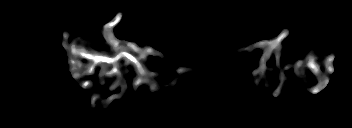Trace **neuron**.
<instances>
[{"label":"neuron","instance_id":"1","mask_svg":"<svg viewBox=\"0 0 352 128\" xmlns=\"http://www.w3.org/2000/svg\"><path fill=\"white\" fill-rule=\"evenodd\" d=\"M122 18V13L116 14L113 20H111L109 23L104 24V39L106 40L107 43H109L112 46V55L107 56L106 54H98V53H89L85 51L84 48L79 47L77 45V41H72L70 45H68L67 40H68V35L66 32L63 33V42L62 45L63 47L67 50L69 58H68V63L71 65L70 67V72L72 73V79L73 80H81V78L86 75V74H93L94 69L97 65L101 64V71L103 72V76L113 78V76L117 75L118 79L114 83V86H111L109 89L111 91H114L118 85V81H121V70L119 69V64L121 59H125L126 64H132L136 68V76L133 78L132 83L137 88L141 83H148L152 89L155 88L156 83L153 82L152 77L155 75V72L153 71H147L144 67V64L141 62L142 58H147L149 55L154 56L156 52L149 46L146 48L142 49L139 47L137 44L134 43H127V42H121L120 40L116 39L114 36V33L112 31L113 27H115L119 21ZM288 34L287 30H284L277 38H272L270 40H265V41H260L252 45H248L244 48H241L240 51H243V49L246 50H251L254 49L255 47H262L263 45L268 46V50L263 53L262 57V62L264 63L267 59L268 56L270 55L271 51L274 49H277L279 46L280 41ZM123 46H126L125 49H123ZM129 50L134 51V53L140 54V56L135 57L132 54L129 53ZM119 51V52H117ZM82 59H89L90 63L88 65H85L82 62ZM321 60L320 57L318 58H310L308 59V67L312 69L314 73H319V69L317 66V61ZM333 60V55H329L326 60H325V67L327 68V71L332 73L334 71L333 66L331 65V61ZM304 61L300 60L295 67V71H300L303 69L302 63ZM107 66H112L113 69L111 70H106ZM263 66L258 69V71H254L253 75L256 76L258 72L263 71ZM178 72L181 74L186 69L184 67L178 68ZM321 80H319V83L316 87L309 89L311 93L317 94L319 93L322 89L326 87V85L329 82L328 77L321 76ZM80 84L83 88H93L94 85H92V82L87 80V81H80ZM126 88L121 89V93L114 94L110 99L107 100L109 103L112 99L116 98L119 99L121 98L123 91H125ZM101 95H95L91 97V107H95V101L100 97Z\"/></svg>","mask_w":352,"mask_h":128}]
</instances>
